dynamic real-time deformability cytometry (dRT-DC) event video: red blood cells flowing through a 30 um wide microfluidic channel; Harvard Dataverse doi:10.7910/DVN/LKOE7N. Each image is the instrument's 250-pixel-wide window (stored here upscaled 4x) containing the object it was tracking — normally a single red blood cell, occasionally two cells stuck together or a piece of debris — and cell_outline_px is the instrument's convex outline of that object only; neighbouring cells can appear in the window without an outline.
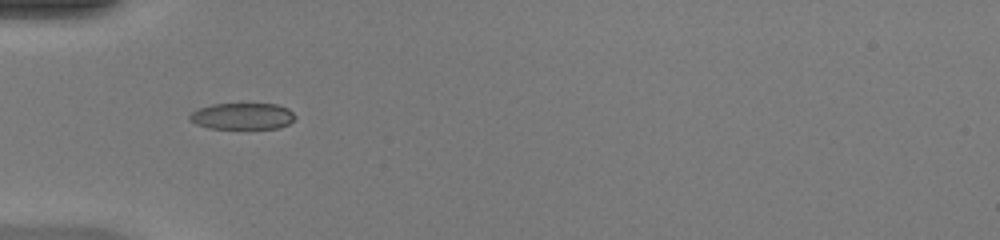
{"species": "common noctule bat (a hibernating species)", "species_latin": "Nyctalus noctula", "temperature_condition": "warm", "stored_images_in_passage": 33, "camera_frame_rate_fps": 3000, "um_per_image_px": 0.085, "animal": {"sex": "female", "body_mass_g": 20.0, "forearm_length_mm": 54.0}, "frame": {"image": 1, "passage_image": 1, "time_ms": 0.0, "image_size_px": [1000, 240], "cell_outline_px": [[296, 116], [288, 124], [280, 128], [208, 128], [196, 124], [188, 120], [188, 116], [192, 112], [200, 108], [212, 104], [276, 104], [288, 108]], "centroid_in_image_um": [20.59, 9.87], "position_along_channel_um": 64.4, "area_um2": 16.18}}
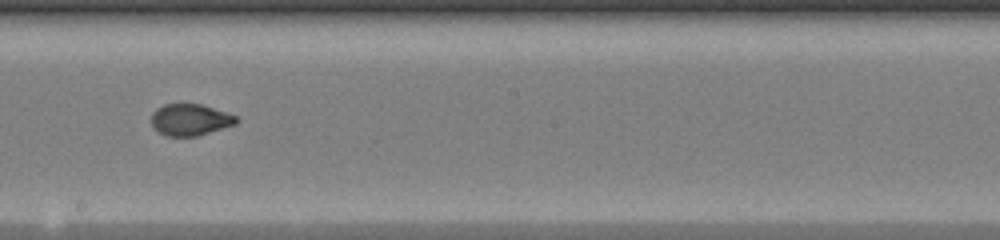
{"frame": {"image": 2, "passage_image": 13, "time_ms": 4.0, "image_size_px": [1000, 240], "cell_outline_px": [[240, 120], [236, 124], [196, 136], [168, 136], [152, 128], [152, 112], [156, 108], [164, 104], [200, 104], [236, 116]], "centroid_in_image_um": [16.14, 10.18], "position_along_channel_um": 232.1, "area_um2": 15.49}}
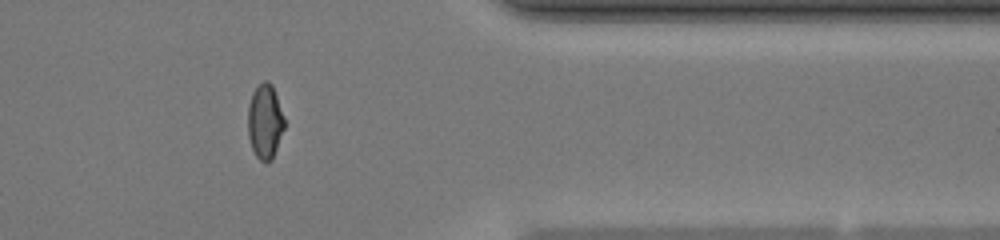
{"frame": {"image": 3, "passage_image": 25, "time_ms": 8.0, "image_size_px": [1000, 240], "cell_outline_px": [[284, 128], [272, 160], [268, 164], [264, 164], [256, 156], [252, 148], [248, 136], [248, 104], [252, 92], [264, 80], [268, 80], [272, 84], [284, 116]], "centroid_in_image_um": [22.52, 10.35], "position_along_channel_um": 388.9, "area_um2": 16.01}, "authors_computed_cell_mechanics": {"area_um2": 16.184, "velocity_mm_per_s": 4.2688, "shape_relaxation_time_tau1_ms": 10.6632, "shape_relaxation_time_tau2_ms": null, "deformation_change_tau1": 0.3206, "deformation_change_tau2": null}}